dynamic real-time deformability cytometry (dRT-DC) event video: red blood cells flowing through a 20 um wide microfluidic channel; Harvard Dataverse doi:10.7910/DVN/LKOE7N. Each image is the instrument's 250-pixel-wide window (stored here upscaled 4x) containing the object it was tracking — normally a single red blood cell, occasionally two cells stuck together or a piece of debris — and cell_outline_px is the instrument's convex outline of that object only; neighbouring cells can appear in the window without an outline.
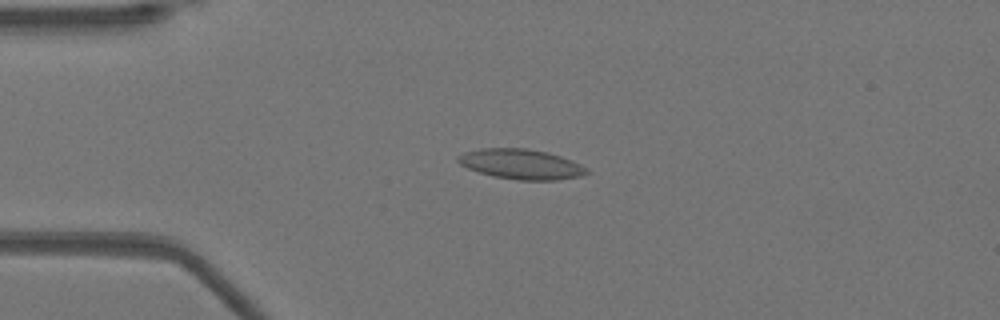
{"species": "Egyptian fruit bat (a non-hibernating species)", "species_latin": "Rousettus aegyptiacus", "temperature_condition": "warm", "stored_images_in_passage": 43, "camera_frame_rate_fps": 3000, "um_per_image_px": 0.085, "animal": {"sex": "female"}, "frame": {"image": 1, "passage_image": 4, "time_ms": 1.0, "image_size_px": [1000, 320], "cell_outline_px": [[592, 172], [580, 176], [556, 180], [520, 180], [492, 176], [468, 168], [460, 164], [456, 160], [456, 156], [464, 152], [480, 148], [528, 148], [548, 152], [572, 160], [588, 168]], "centroid_in_image_um": [44.31, 13.94], "position_along_channel_um": 40.7, "area_um2": 22.72}}
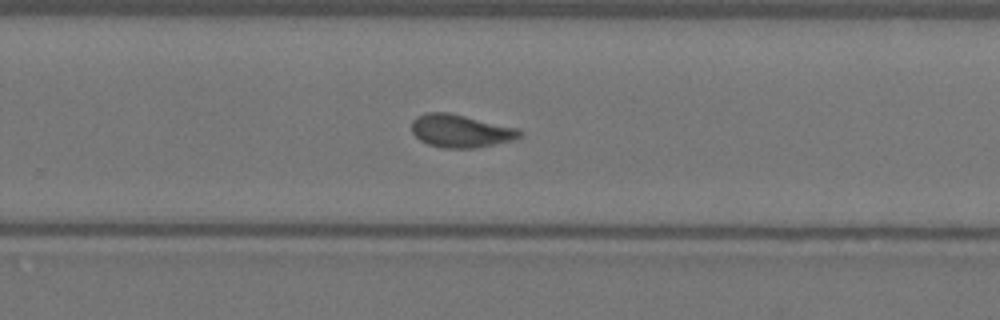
{"frame": {"image": 2, "passage_image": 25, "time_ms": 8.0, "image_size_px": [1000, 320], "cell_outline_px": [[524, 136], [516, 140], [476, 148], [444, 148], [428, 144], [420, 140], [412, 132], [412, 120], [416, 116], [428, 112], [448, 112], [520, 128], [524, 132]], "centroid_in_image_um": [39.23, 11.13], "position_along_channel_um": 290.6, "area_um2": 21.1}}
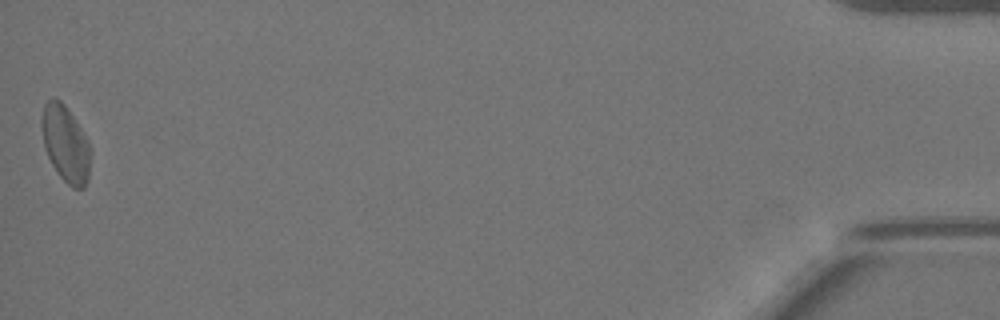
{"frame": {"image": 3, "passage_image": 43, "time_ms": 14.0, "image_size_px": [1000, 320], "cell_outline_px": [[88, 180], [84, 188], [72, 188], [56, 172], [44, 148], [40, 124], [40, 120], [44, 104], [52, 96], [56, 96], [64, 104], [88, 140]], "centroid_in_image_um": [5.51, 12.19], "position_along_channel_um": 429.7, "area_um2": 21.5}, "authors_computed_cell_mechanics": {"area_um2": 20.519, "velocity_mm_per_s": 3.9262, "shape_relaxation_time_tau1_ms": null, "shape_relaxation_time_tau2_ms": 1.178, "deformation_change_tau1": null, "deformation_change_tau2": 0.052}}